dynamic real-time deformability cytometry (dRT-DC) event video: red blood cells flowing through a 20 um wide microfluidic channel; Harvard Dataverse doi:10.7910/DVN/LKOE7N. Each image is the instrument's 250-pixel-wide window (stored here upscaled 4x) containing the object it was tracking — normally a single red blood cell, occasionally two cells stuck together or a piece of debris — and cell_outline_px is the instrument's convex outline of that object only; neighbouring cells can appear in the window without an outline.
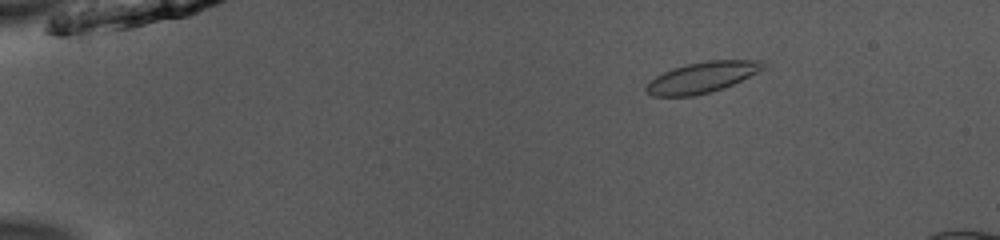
{"species": "common noctule bat (a hibernating species)", "species_latin": "Nyctalus noctula", "temperature_condition": "room temperature", "stored_images_in_passage": 52, "camera_frame_rate_fps": 3000, "um_per_image_px": 0.085, "animal": {"sex": "male", "body_mass_g": 13.0, "forearm_length_mm": 53.1}, "frame": {"image": 1, "passage_image": 9, "time_ms": 2.667, "image_size_px": [1000, 240], "cell_outline_px": [[768, 64], [764, 68], [724, 88], [692, 96], [652, 96], [644, 88], [648, 80], [672, 68], [688, 64], [708, 60], [760, 60]], "centroid_in_image_um": [59.64, 6.57], "position_along_channel_um": 25.4, "area_um2": 20.81}}
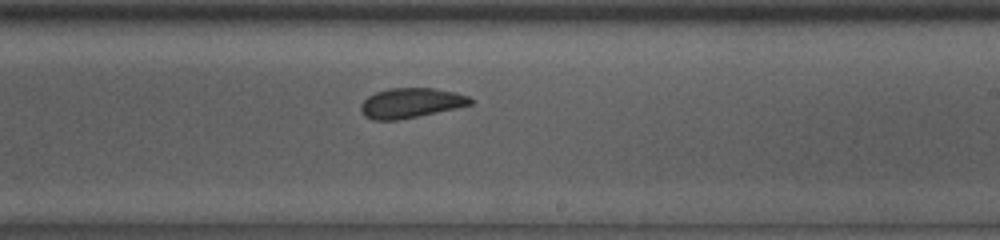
{"frame": {"image": 2, "passage_image": 33, "time_ms": 10.667, "image_size_px": [1000, 240], "cell_outline_px": [[476, 100], [472, 104], [456, 108], [396, 120], [372, 120], [364, 116], [360, 108], [360, 104], [368, 96], [376, 92], [388, 88], [432, 88], [456, 92], [468, 96]], "centroid_in_image_um": [34.92, 8.74], "position_along_channel_um": 254.1, "area_um2": 19.07}}
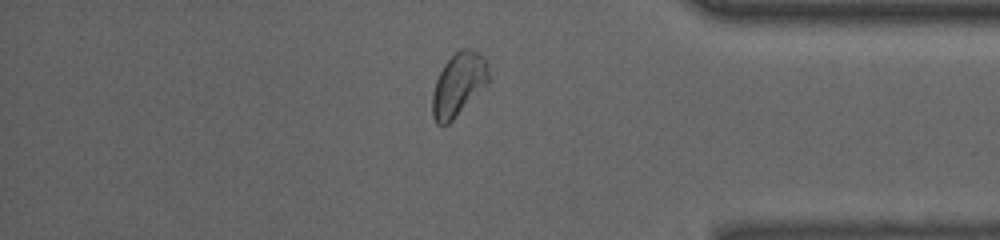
{"frame": {"image": 3, "passage_image": 45, "time_ms": 14.667, "image_size_px": [1000, 240], "cell_outline_px": [[492, 80], [448, 124], [436, 124], [432, 116], [432, 92], [436, 80], [444, 64], [460, 48], [468, 48], [484, 56]], "centroid_in_image_um": [38.99, 7.17], "position_along_channel_um": 396.2, "area_um2": 20.81}}